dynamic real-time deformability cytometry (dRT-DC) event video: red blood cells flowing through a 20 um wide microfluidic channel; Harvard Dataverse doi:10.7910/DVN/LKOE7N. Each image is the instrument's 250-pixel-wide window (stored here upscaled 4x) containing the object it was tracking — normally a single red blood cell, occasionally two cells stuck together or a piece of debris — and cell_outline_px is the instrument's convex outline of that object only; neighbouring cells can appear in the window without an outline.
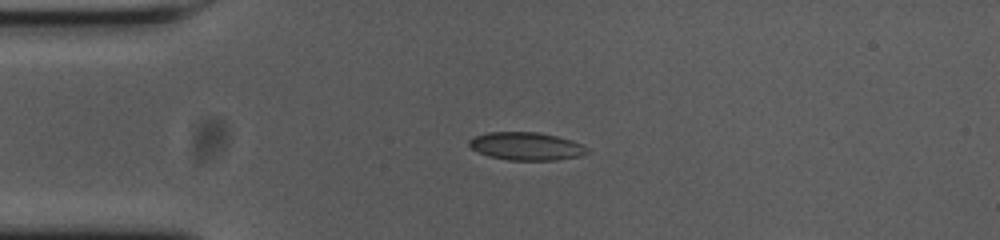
{"species": "common noctule bat (a hibernating species)", "species_latin": "Nyctalus noctula", "temperature_condition": "cold", "stored_images_in_passage": 38, "camera_frame_rate_fps": 3000, "um_per_image_px": 0.085, "animal": {"sex": "female", "body_mass_g": 23.0, "forearm_length_mm": 53.4}, "frame": {"image": 1, "passage_image": 1, "time_ms": 0.0, "image_size_px": [1000, 240], "cell_outline_px": [[592, 152], [580, 156], [556, 160], [508, 160], [488, 156], [472, 148], [468, 144], [468, 140], [476, 136], [488, 132], [536, 132], [556, 136], [572, 140], [588, 148]], "centroid_in_image_um": [44.76, 12.43], "position_along_channel_um": 40.2, "area_um2": 19.19}}
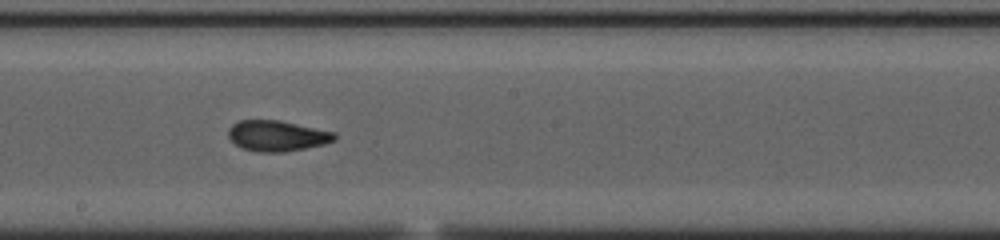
{"frame": {"image": 2, "passage_image": 18, "time_ms": 5.667, "image_size_px": [1000, 240], "cell_outline_px": [[336, 140], [324, 144], [284, 152], [260, 152], [244, 148], [236, 144], [228, 136], [228, 128], [232, 124], [240, 120], [280, 120], [336, 132]], "centroid_in_image_um": [23.57, 11.53], "position_along_channel_um": 224.6, "area_um2": 18.96}}
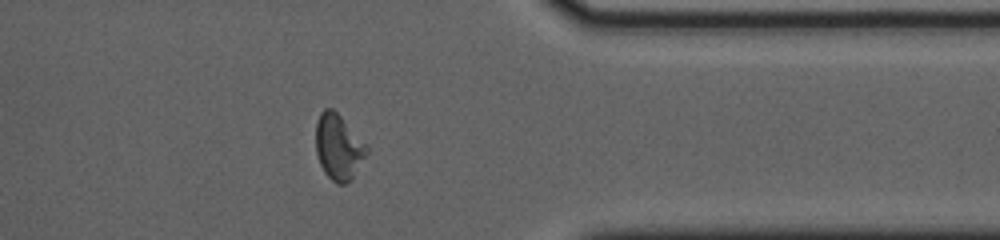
{"frame": {"image": 3, "passage_image": 32, "time_ms": 10.333, "image_size_px": [1000, 240], "cell_outline_px": [[368, 152], [352, 180], [344, 184], [336, 184], [324, 172], [320, 164], [316, 152], [316, 124], [320, 112], [324, 108], [332, 108], [340, 116], [368, 148]], "centroid_in_image_um": [28.75, 12.53], "position_along_channel_um": 382.6, "area_um2": 19.19}}